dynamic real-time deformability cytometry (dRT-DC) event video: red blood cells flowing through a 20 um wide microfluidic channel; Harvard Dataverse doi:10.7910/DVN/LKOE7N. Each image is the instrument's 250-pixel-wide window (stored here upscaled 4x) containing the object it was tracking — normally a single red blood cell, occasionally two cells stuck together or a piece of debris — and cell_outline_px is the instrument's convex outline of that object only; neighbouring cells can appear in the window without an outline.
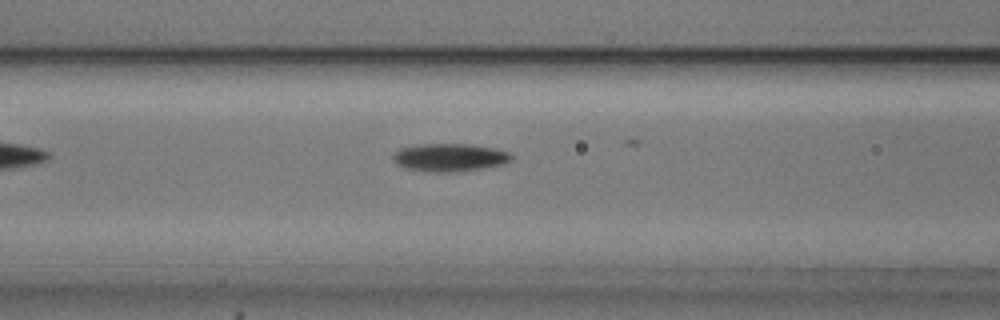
{"species": "common noctule bat (a hibernating species)", "species_latin": "Nyctalus noctula", "temperature_condition": "cold", "stored_images_in_passage": 28, "camera_frame_rate_fps": 3000, "um_per_image_px": 0.085, "animal": {"sex": "male", "body_mass_g": 20.5, "forearm_length_mm": 52.5}, "frame": {"image": 1, "passage_image": 8, "time_ms": 2.333, "image_size_px": [1000, 320], "cell_outline_px": [[512, 160], [504, 164], [484, 168], [456, 172], [428, 172], [404, 168], [396, 164], [392, 156], [400, 148], [420, 144], [472, 144], [496, 148], [512, 152]], "centroid_in_image_um": [38.26, 13.38], "position_along_channel_um": 128.3, "area_um2": 19.59}}
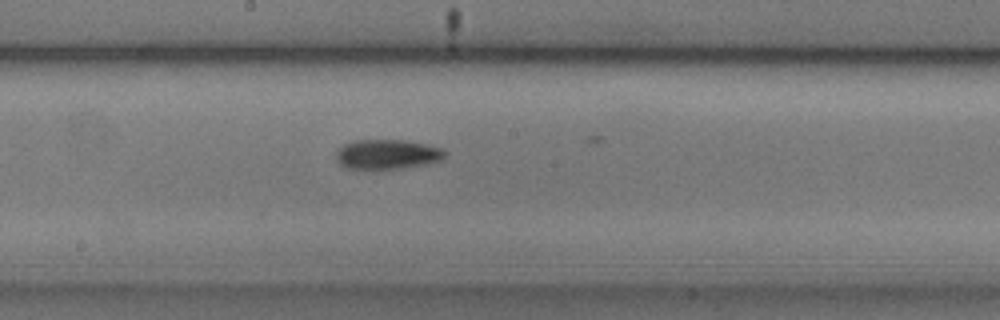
{"frame": {"image": 2, "passage_image": 15, "time_ms": 4.667, "image_size_px": [1000, 320], "cell_outline_px": [[448, 152], [440, 160], [424, 164], [404, 168], [348, 168], [340, 164], [336, 160], [336, 152], [344, 144], [352, 140], [404, 140], [444, 148]], "centroid_in_image_um": [32.92, 13.1], "position_along_channel_um": 215.3, "area_um2": 18.67}}
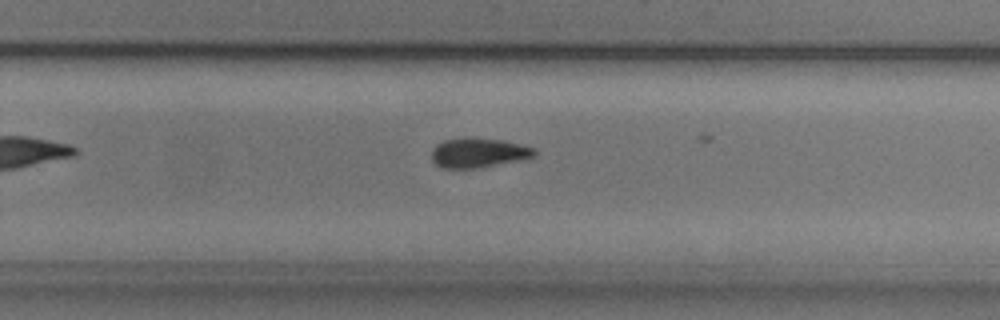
{"frame": {"image": 3, "passage_image": 21, "time_ms": 6.667, "image_size_px": [1000, 320], "cell_outline_px": [[536, 156], [524, 160], [480, 168], [444, 168], [436, 164], [432, 160], [432, 148], [436, 144], [444, 140], [468, 136], [504, 140], [536, 148]], "centroid_in_image_um": [40.71, 12.97], "position_along_channel_um": 289.1, "area_um2": 18.26}}